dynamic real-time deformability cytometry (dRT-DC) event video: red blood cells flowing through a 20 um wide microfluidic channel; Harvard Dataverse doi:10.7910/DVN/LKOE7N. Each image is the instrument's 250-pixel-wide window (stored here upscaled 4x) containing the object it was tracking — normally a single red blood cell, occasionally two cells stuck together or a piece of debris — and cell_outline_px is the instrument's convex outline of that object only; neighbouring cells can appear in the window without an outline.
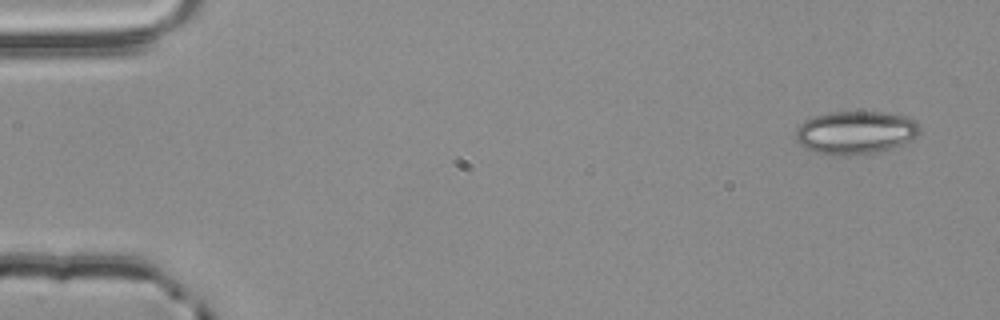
{"species": "common noctule bat (a hibernating species)", "species_latin": "Nyctalus noctula", "temperature_condition": "room temperature", "stored_images_in_passage": 4, "camera_frame_rate_fps": 3000, "um_per_image_px": 0.085, "animal": {"sex": "male", "body_mass_g": 20.4}, "frame": {"image": 1, "passage_image": 1, "time_ms": 0.0, "image_size_px": [1000, 320], "cell_outline_px": [[924, 128], [916, 136], [904, 144], [880, 152], [852, 156], [844, 156], [816, 152], [804, 148], [796, 140], [796, 128], [804, 120], [812, 116], [828, 112], [880, 112], [908, 116], [916, 120]], "centroid_in_image_um": [72.76, 11.26], "position_along_channel_um": 12.2, "area_um2": 31.79}}